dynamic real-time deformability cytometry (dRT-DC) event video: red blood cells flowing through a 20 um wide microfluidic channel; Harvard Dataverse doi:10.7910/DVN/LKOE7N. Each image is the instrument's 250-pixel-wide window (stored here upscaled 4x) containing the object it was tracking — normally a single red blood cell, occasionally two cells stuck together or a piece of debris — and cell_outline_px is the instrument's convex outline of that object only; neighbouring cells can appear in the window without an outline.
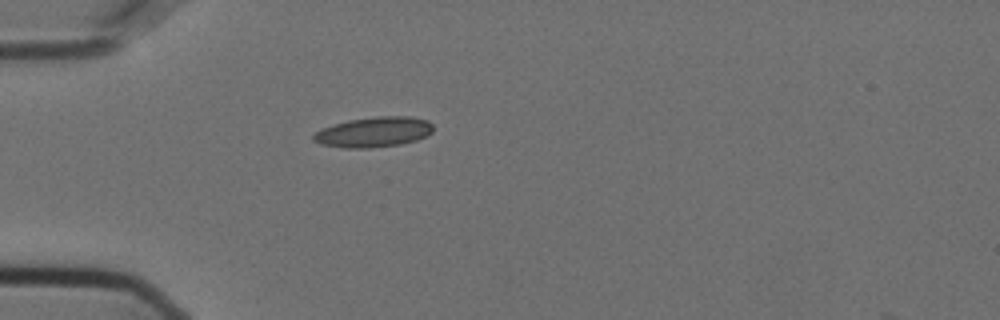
{"species": "Egyptian fruit bat (a non-hibernating species)", "species_latin": "Rousettus aegyptiacus", "temperature_condition": "cold", "stored_images_in_passage": 37, "camera_frame_rate_fps": 3000, "um_per_image_px": 0.085, "animal": {"sex": "female"}, "frame": {"image": 1, "passage_image": 1, "time_ms": 0.0, "image_size_px": [1000, 320], "cell_outline_px": [[432, 132], [416, 140], [400, 144], [368, 148], [344, 148], [320, 144], [312, 140], [312, 136], [316, 132], [324, 128], [348, 120], [380, 116], [412, 116], [428, 120], [432, 124]], "centroid_in_image_um": [31.77, 11.22], "position_along_channel_um": 53.2, "area_um2": 20.92}}
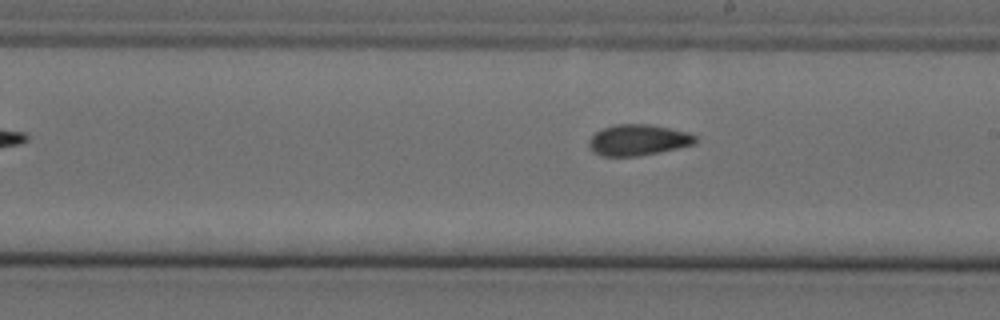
{"frame": {"image": 2, "passage_image": 17, "time_ms": 5.333, "image_size_px": [1000, 320], "cell_outline_px": [[696, 144], [660, 152], [640, 156], [600, 156], [592, 152], [588, 148], [588, 140], [596, 132], [604, 128], [616, 124], [648, 124], [688, 132], [696, 136]], "centroid_in_image_um": [54.21, 11.91], "position_along_channel_um": 234.8, "area_um2": 19.36}}
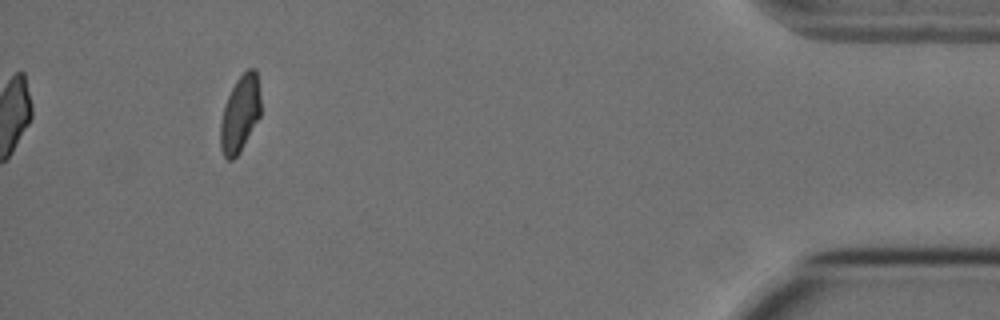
{"frame": {"image": 3, "passage_image": 37, "time_ms": 12.0, "image_size_px": [1000, 320], "cell_outline_px": [[260, 116], [240, 152], [232, 160], [228, 160], [224, 156], [220, 148], [220, 124], [224, 108], [228, 96], [236, 80], [248, 68], [256, 68], [260, 96]], "centroid_in_image_um": [20.4, 9.68], "position_along_channel_um": 414.8, "area_um2": 17.86}, "authors_computed_cell_mechanics": {"area_um2": 19.3052, "velocity_mm_per_s": 3.5934, "shape_relaxation_time_tau1_ms": null, "shape_relaxation_time_tau2_ms": 1.8396, "deformation_change_tau1": null, "deformation_change_tau2": 0.0639}}